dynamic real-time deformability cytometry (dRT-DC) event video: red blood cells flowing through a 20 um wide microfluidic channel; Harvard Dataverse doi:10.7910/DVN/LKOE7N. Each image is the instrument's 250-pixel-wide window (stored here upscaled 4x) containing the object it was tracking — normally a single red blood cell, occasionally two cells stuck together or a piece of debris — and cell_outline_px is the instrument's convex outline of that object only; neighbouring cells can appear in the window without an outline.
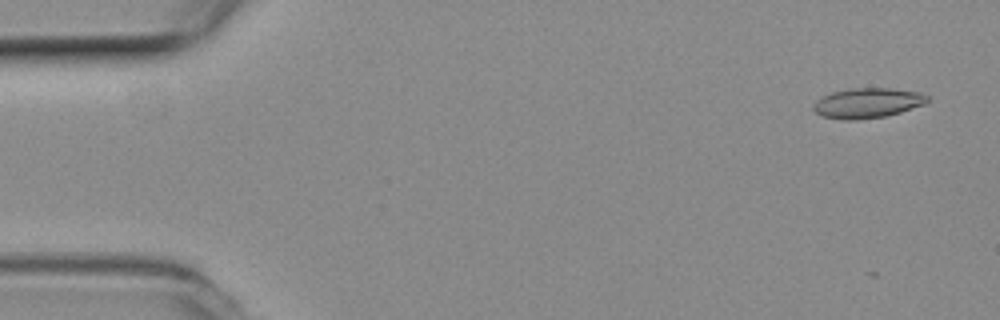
{"species": "common noctule bat (a hibernating species)", "species_latin": "Nyctalus noctula", "temperature_condition": "room temperature", "stored_images_in_passage": 36, "camera_frame_rate_fps": 3000, "um_per_image_px": 0.085, "animal": {"sex": "female", "body_mass_g": 19.3, "forearm_length_mm": 54.1}, "frame": {"image": 1, "passage_image": 3, "time_ms": 0.667, "image_size_px": [1000, 320], "cell_outline_px": [[928, 100], [924, 104], [900, 112], [884, 116], [856, 120], [844, 120], [820, 116], [812, 108], [816, 100], [832, 92], [852, 88], [888, 88], [916, 92], [928, 96]], "centroid_in_image_um": [73.69, 8.76], "position_along_channel_um": 11.3, "area_um2": 19.71}}
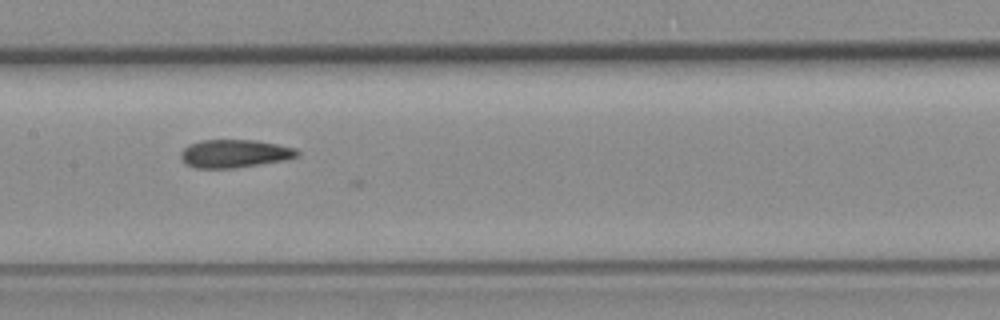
{"frame": {"image": 2, "passage_image": 26, "time_ms": 8.333, "image_size_px": [1000, 320], "cell_outline_px": [[300, 152], [296, 156], [284, 160], [232, 168], [196, 168], [188, 164], [180, 156], [180, 152], [188, 144], [200, 140], [256, 140], [296, 148]], "centroid_in_image_um": [19.92, 13.04], "position_along_channel_um": 187.5, "area_um2": 18.84}}
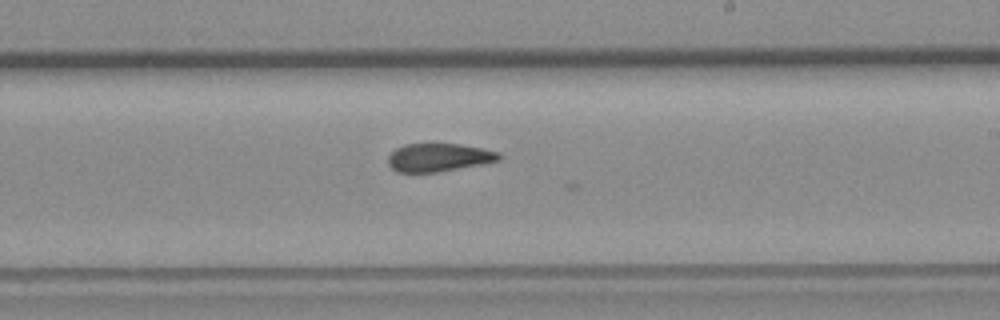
{"frame": {"image": 3, "passage_image": 31, "time_ms": 10.0, "image_size_px": [1000, 320], "cell_outline_px": [[500, 160], [480, 164], [436, 172], [396, 172], [388, 164], [388, 156], [396, 148], [404, 144], [460, 144], [500, 152]], "centroid_in_image_um": [37.26, 13.38], "position_along_channel_um": 251.7, "area_um2": 17.98}}